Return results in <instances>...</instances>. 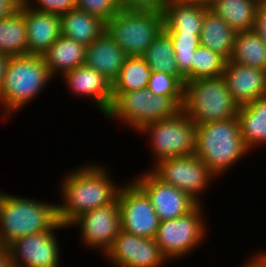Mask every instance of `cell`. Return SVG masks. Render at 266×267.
<instances>
[{
	"label": "cell",
	"instance_id": "obj_12",
	"mask_svg": "<svg viewBox=\"0 0 266 267\" xmlns=\"http://www.w3.org/2000/svg\"><path fill=\"white\" fill-rule=\"evenodd\" d=\"M72 226L80 229V240L87 250L89 247L99 250L100 255H104L121 230L118 199L110 205L83 213L69 225V228Z\"/></svg>",
	"mask_w": 266,
	"mask_h": 267
},
{
	"label": "cell",
	"instance_id": "obj_16",
	"mask_svg": "<svg viewBox=\"0 0 266 267\" xmlns=\"http://www.w3.org/2000/svg\"><path fill=\"white\" fill-rule=\"evenodd\" d=\"M62 77L72 94L89 99L104 116L109 112L113 103L112 83L95 69L83 64Z\"/></svg>",
	"mask_w": 266,
	"mask_h": 267
},
{
	"label": "cell",
	"instance_id": "obj_10",
	"mask_svg": "<svg viewBox=\"0 0 266 267\" xmlns=\"http://www.w3.org/2000/svg\"><path fill=\"white\" fill-rule=\"evenodd\" d=\"M149 170L163 183L187 193L198 204H204L202 195L206 194L212 181L217 179L194 154L163 159Z\"/></svg>",
	"mask_w": 266,
	"mask_h": 267
},
{
	"label": "cell",
	"instance_id": "obj_7",
	"mask_svg": "<svg viewBox=\"0 0 266 267\" xmlns=\"http://www.w3.org/2000/svg\"><path fill=\"white\" fill-rule=\"evenodd\" d=\"M112 95V106L104 117L120 120L135 133L147 124L171 118L182 110L171 97L154 95L148 88Z\"/></svg>",
	"mask_w": 266,
	"mask_h": 267
},
{
	"label": "cell",
	"instance_id": "obj_15",
	"mask_svg": "<svg viewBox=\"0 0 266 267\" xmlns=\"http://www.w3.org/2000/svg\"><path fill=\"white\" fill-rule=\"evenodd\" d=\"M132 179L149 197L159 221L189 213L198 203L184 191L163 183L149 169Z\"/></svg>",
	"mask_w": 266,
	"mask_h": 267
},
{
	"label": "cell",
	"instance_id": "obj_32",
	"mask_svg": "<svg viewBox=\"0 0 266 267\" xmlns=\"http://www.w3.org/2000/svg\"><path fill=\"white\" fill-rule=\"evenodd\" d=\"M147 88L154 95L171 97L181 108L183 107L185 84L178 77L164 72H152Z\"/></svg>",
	"mask_w": 266,
	"mask_h": 267
},
{
	"label": "cell",
	"instance_id": "obj_34",
	"mask_svg": "<svg viewBox=\"0 0 266 267\" xmlns=\"http://www.w3.org/2000/svg\"><path fill=\"white\" fill-rule=\"evenodd\" d=\"M24 3L29 8L60 16L76 9V0H24Z\"/></svg>",
	"mask_w": 266,
	"mask_h": 267
},
{
	"label": "cell",
	"instance_id": "obj_1",
	"mask_svg": "<svg viewBox=\"0 0 266 267\" xmlns=\"http://www.w3.org/2000/svg\"><path fill=\"white\" fill-rule=\"evenodd\" d=\"M86 163L67 171L61 178V202L57 203V217L68 226L80 215L114 203L123 185L110 176L106 165Z\"/></svg>",
	"mask_w": 266,
	"mask_h": 267
},
{
	"label": "cell",
	"instance_id": "obj_37",
	"mask_svg": "<svg viewBox=\"0 0 266 267\" xmlns=\"http://www.w3.org/2000/svg\"><path fill=\"white\" fill-rule=\"evenodd\" d=\"M23 2L24 0H0V20L19 12Z\"/></svg>",
	"mask_w": 266,
	"mask_h": 267
},
{
	"label": "cell",
	"instance_id": "obj_18",
	"mask_svg": "<svg viewBox=\"0 0 266 267\" xmlns=\"http://www.w3.org/2000/svg\"><path fill=\"white\" fill-rule=\"evenodd\" d=\"M28 55L43 54L61 36L60 15L29 8L24 3Z\"/></svg>",
	"mask_w": 266,
	"mask_h": 267
},
{
	"label": "cell",
	"instance_id": "obj_31",
	"mask_svg": "<svg viewBox=\"0 0 266 267\" xmlns=\"http://www.w3.org/2000/svg\"><path fill=\"white\" fill-rule=\"evenodd\" d=\"M173 47L180 73L185 77V83L192 81V58L200 45V34H168Z\"/></svg>",
	"mask_w": 266,
	"mask_h": 267
},
{
	"label": "cell",
	"instance_id": "obj_39",
	"mask_svg": "<svg viewBox=\"0 0 266 267\" xmlns=\"http://www.w3.org/2000/svg\"><path fill=\"white\" fill-rule=\"evenodd\" d=\"M0 267H13L7 247L0 251Z\"/></svg>",
	"mask_w": 266,
	"mask_h": 267
},
{
	"label": "cell",
	"instance_id": "obj_5",
	"mask_svg": "<svg viewBox=\"0 0 266 267\" xmlns=\"http://www.w3.org/2000/svg\"><path fill=\"white\" fill-rule=\"evenodd\" d=\"M238 108L223 76L185 83L182 109L196 125L237 117Z\"/></svg>",
	"mask_w": 266,
	"mask_h": 267
},
{
	"label": "cell",
	"instance_id": "obj_28",
	"mask_svg": "<svg viewBox=\"0 0 266 267\" xmlns=\"http://www.w3.org/2000/svg\"><path fill=\"white\" fill-rule=\"evenodd\" d=\"M229 60L266 71V44L253 30L238 32Z\"/></svg>",
	"mask_w": 266,
	"mask_h": 267
},
{
	"label": "cell",
	"instance_id": "obj_30",
	"mask_svg": "<svg viewBox=\"0 0 266 267\" xmlns=\"http://www.w3.org/2000/svg\"><path fill=\"white\" fill-rule=\"evenodd\" d=\"M192 81L202 78H215L224 73L226 59L219 53L199 45L192 58Z\"/></svg>",
	"mask_w": 266,
	"mask_h": 267
},
{
	"label": "cell",
	"instance_id": "obj_24",
	"mask_svg": "<svg viewBox=\"0 0 266 267\" xmlns=\"http://www.w3.org/2000/svg\"><path fill=\"white\" fill-rule=\"evenodd\" d=\"M236 32L219 16L208 9L202 23L200 44L219 53L226 60L231 58Z\"/></svg>",
	"mask_w": 266,
	"mask_h": 267
},
{
	"label": "cell",
	"instance_id": "obj_25",
	"mask_svg": "<svg viewBox=\"0 0 266 267\" xmlns=\"http://www.w3.org/2000/svg\"><path fill=\"white\" fill-rule=\"evenodd\" d=\"M261 0H217L210 8L236 33L251 31L255 13Z\"/></svg>",
	"mask_w": 266,
	"mask_h": 267
},
{
	"label": "cell",
	"instance_id": "obj_33",
	"mask_svg": "<svg viewBox=\"0 0 266 267\" xmlns=\"http://www.w3.org/2000/svg\"><path fill=\"white\" fill-rule=\"evenodd\" d=\"M76 9L109 21L121 9L120 0H76Z\"/></svg>",
	"mask_w": 266,
	"mask_h": 267
},
{
	"label": "cell",
	"instance_id": "obj_22",
	"mask_svg": "<svg viewBox=\"0 0 266 267\" xmlns=\"http://www.w3.org/2000/svg\"><path fill=\"white\" fill-rule=\"evenodd\" d=\"M85 49L84 44L61 35L42 57L50 75L56 79L84 64Z\"/></svg>",
	"mask_w": 266,
	"mask_h": 267
},
{
	"label": "cell",
	"instance_id": "obj_23",
	"mask_svg": "<svg viewBox=\"0 0 266 267\" xmlns=\"http://www.w3.org/2000/svg\"><path fill=\"white\" fill-rule=\"evenodd\" d=\"M61 17V35L85 46L93 43L106 30L101 18L79 9H73Z\"/></svg>",
	"mask_w": 266,
	"mask_h": 267
},
{
	"label": "cell",
	"instance_id": "obj_29",
	"mask_svg": "<svg viewBox=\"0 0 266 267\" xmlns=\"http://www.w3.org/2000/svg\"><path fill=\"white\" fill-rule=\"evenodd\" d=\"M151 73L142 56H127L117 78L112 83V93L147 88Z\"/></svg>",
	"mask_w": 266,
	"mask_h": 267
},
{
	"label": "cell",
	"instance_id": "obj_6",
	"mask_svg": "<svg viewBox=\"0 0 266 267\" xmlns=\"http://www.w3.org/2000/svg\"><path fill=\"white\" fill-rule=\"evenodd\" d=\"M163 28V12L121 9L106 22L105 31L127 56H142Z\"/></svg>",
	"mask_w": 266,
	"mask_h": 267
},
{
	"label": "cell",
	"instance_id": "obj_26",
	"mask_svg": "<svg viewBox=\"0 0 266 267\" xmlns=\"http://www.w3.org/2000/svg\"><path fill=\"white\" fill-rule=\"evenodd\" d=\"M0 53L7 57L28 55L24 2L19 12L0 20Z\"/></svg>",
	"mask_w": 266,
	"mask_h": 267
},
{
	"label": "cell",
	"instance_id": "obj_14",
	"mask_svg": "<svg viewBox=\"0 0 266 267\" xmlns=\"http://www.w3.org/2000/svg\"><path fill=\"white\" fill-rule=\"evenodd\" d=\"M58 230L21 237L7 246L13 267H60ZM56 234V235H55Z\"/></svg>",
	"mask_w": 266,
	"mask_h": 267
},
{
	"label": "cell",
	"instance_id": "obj_9",
	"mask_svg": "<svg viewBox=\"0 0 266 267\" xmlns=\"http://www.w3.org/2000/svg\"><path fill=\"white\" fill-rule=\"evenodd\" d=\"M147 135L154 166L163 159L193 155L196 142V124L182 109L171 118L162 119L144 126L138 134Z\"/></svg>",
	"mask_w": 266,
	"mask_h": 267
},
{
	"label": "cell",
	"instance_id": "obj_40",
	"mask_svg": "<svg viewBox=\"0 0 266 267\" xmlns=\"http://www.w3.org/2000/svg\"><path fill=\"white\" fill-rule=\"evenodd\" d=\"M181 1L210 9L217 0H181Z\"/></svg>",
	"mask_w": 266,
	"mask_h": 267
},
{
	"label": "cell",
	"instance_id": "obj_27",
	"mask_svg": "<svg viewBox=\"0 0 266 267\" xmlns=\"http://www.w3.org/2000/svg\"><path fill=\"white\" fill-rule=\"evenodd\" d=\"M152 72H164L178 77L185 84L175 58L173 43L163 30L142 55Z\"/></svg>",
	"mask_w": 266,
	"mask_h": 267
},
{
	"label": "cell",
	"instance_id": "obj_3",
	"mask_svg": "<svg viewBox=\"0 0 266 267\" xmlns=\"http://www.w3.org/2000/svg\"><path fill=\"white\" fill-rule=\"evenodd\" d=\"M53 80L42 56L8 57L0 90L4 121L14 118L15 113L29 105Z\"/></svg>",
	"mask_w": 266,
	"mask_h": 267
},
{
	"label": "cell",
	"instance_id": "obj_36",
	"mask_svg": "<svg viewBox=\"0 0 266 267\" xmlns=\"http://www.w3.org/2000/svg\"><path fill=\"white\" fill-rule=\"evenodd\" d=\"M266 44V0L258 3L252 29Z\"/></svg>",
	"mask_w": 266,
	"mask_h": 267
},
{
	"label": "cell",
	"instance_id": "obj_17",
	"mask_svg": "<svg viewBox=\"0 0 266 267\" xmlns=\"http://www.w3.org/2000/svg\"><path fill=\"white\" fill-rule=\"evenodd\" d=\"M231 97L239 105L266 95V71L226 60L222 75Z\"/></svg>",
	"mask_w": 266,
	"mask_h": 267
},
{
	"label": "cell",
	"instance_id": "obj_38",
	"mask_svg": "<svg viewBox=\"0 0 266 267\" xmlns=\"http://www.w3.org/2000/svg\"><path fill=\"white\" fill-rule=\"evenodd\" d=\"M245 261L240 267H266V251H259Z\"/></svg>",
	"mask_w": 266,
	"mask_h": 267
},
{
	"label": "cell",
	"instance_id": "obj_13",
	"mask_svg": "<svg viewBox=\"0 0 266 267\" xmlns=\"http://www.w3.org/2000/svg\"><path fill=\"white\" fill-rule=\"evenodd\" d=\"M104 257L115 267H163L168 262L155 239L123 230H120Z\"/></svg>",
	"mask_w": 266,
	"mask_h": 267
},
{
	"label": "cell",
	"instance_id": "obj_35",
	"mask_svg": "<svg viewBox=\"0 0 266 267\" xmlns=\"http://www.w3.org/2000/svg\"><path fill=\"white\" fill-rule=\"evenodd\" d=\"M170 0H120L122 9L157 10L163 12Z\"/></svg>",
	"mask_w": 266,
	"mask_h": 267
},
{
	"label": "cell",
	"instance_id": "obj_8",
	"mask_svg": "<svg viewBox=\"0 0 266 267\" xmlns=\"http://www.w3.org/2000/svg\"><path fill=\"white\" fill-rule=\"evenodd\" d=\"M203 208L204 204H197L183 216L160 221L154 239L169 262L188 257V254L191 256L190 254L199 249L198 247L206 239L208 227Z\"/></svg>",
	"mask_w": 266,
	"mask_h": 267
},
{
	"label": "cell",
	"instance_id": "obj_19",
	"mask_svg": "<svg viewBox=\"0 0 266 267\" xmlns=\"http://www.w3.org/2000/svg\"><path fill=\"white\" fill-rule=\"evenodd\" d=\"M127 55L106 33L86 46L84 65L95 69L111 83L117 78Z\"/></svg>",
	"mask_w": 266,
	"mask_h": 267
},
{
	"label": "cell",
	"instance_id": "obj_41",
	"mask_svg": "<svg viewBox=\"0 0 266 267\" xmlns=\"http://www.w3.org/2000/svg\"><path fill=\"white\" fill-rule=\"evenodd\" d=\"M8 57L0 53V90L3 84L4 72L6 68Z\"/></svg>",
	"mask_w": 266,
	"mask_h": 267
},
{
	"label": "cell",
	"instance_id": "obj_21",
	"mask_svg": "<svg viewBox=\"0 0 266 267\" xmlns=\"http://www.w3.org/2000/svg\"><path fill=\"white\" fill-rule=\"evenodd\" d=\"M237 118L242 139L250 151L266 146V95L239 106Z\"/></svg>",
	"mask_w": 266,
	"mask_h": 267
},
{
	"label": "cell",
	"instance_id": "obj_2",
	"mask_svg": "<svg viewBox=\"0 0 266 267\" xmlns=\"http://www.w3.org/2000/svg\"><path fill=\"white\" fill-rule=\"evenodd\" d=\"M67 228L58 220L57 203L12 195L0 189V237L5 247L24 236Z\"/></svg>",
	"mask_w": 266,
	"mask_h": 267
},
{
	"label": "cell",
	"instance_id": "obj_11",
	"mask_svg": "<svg viewBox=\"0 0 266 267\" xmlns=\"http://www.w3.org/2000/svg\"><path fill=\"white\" fill-rule=\"evenodd\" d=\"M121 230L154 239L159 218L147 194L132 179L124 182L119 194Z\"/></svg>",
	"mask_w": 266,
	"mask_h": 267
},
{
	"label": "cell",
	"instance_id": "obj_42",
	"mask_svg": "<svg viewBox=\"0 0 266 267\" xmlns=\"http://www.w3.org/2000/svg\"><path fill=\"white\" fill-rule=\"evenodd\" d=\"M5 248V246L2 243L1 237H0V251H2Z\"/></svg>",
	"mask_w": 266,
	"mask_h": 267
},
{
	"label": "cell",
	"instance_id": "obj_20",
	"mask_svg": "<svg viewBox=\"0 0 266 267\" xmlns=\"http://www.w3.org/2000/svg\"><path fill=\"white\" fill-rule=\"evenodd\" d=\"M206 7L170 0L163 11L167 34H201Z\"/></svg>",
	"mask_w": 266,
	"mask_h": 267
},
{
	"label": "cell",
	"instance_id": "obj_4",
	"mask_svg": "<svg viewBox=\"0 0 266 267\" xmlns=\"http://www.w3.org/2000/svg\"><path fill=\"white\" fill-rule=\"evenodd\" d=\"M250 152L242 139L237 117L196 125L194 155L216 178L223 176Z\"/></svg>",
	"mask_w": 266,
	"mask_h": 267
}]
</instances>
